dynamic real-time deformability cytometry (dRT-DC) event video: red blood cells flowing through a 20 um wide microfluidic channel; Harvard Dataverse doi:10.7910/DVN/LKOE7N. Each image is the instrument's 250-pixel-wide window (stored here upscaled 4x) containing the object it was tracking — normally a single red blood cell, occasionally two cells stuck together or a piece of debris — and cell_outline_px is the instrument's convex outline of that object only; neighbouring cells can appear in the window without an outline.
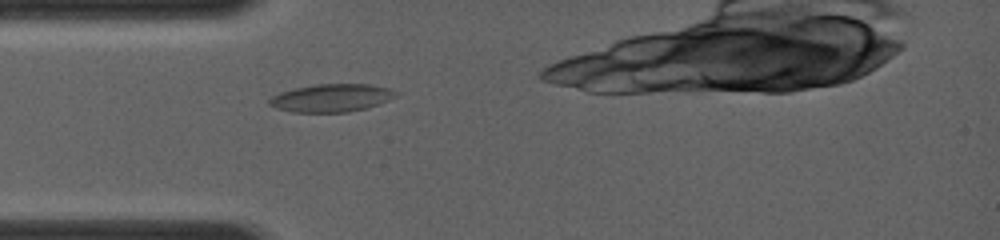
{"species": "common noctule bat (a hibernating species)", "species_latin": "Nyctalus noctula", "temperature_condition": "room temperature", "stored_images_in_passage": 1, "camera_frame_rate_fps": 4000, "um_per_image_px": 0.085, "animal": {"sex": "female", "body_mass_g": 19.0, "forearm_length_mm": 56.7}, "frame": {"image": 1, "passage_image": 1, "time_ms": 0.0, "image_size_px": [1000, 240], "cell_outline_px": [[400, 92], [396, 96], [388, 100], [364, 108], [348, 112], [292, 112], [276, 108], [268, 104], [268, 100], [272, 96], [280, 92], [292, 88], [316, 84], [372, 84], [392, 88]], "centroid_in_image_um": [28.17, 8.31], "position_along_channel_um": 56.8, "area_um2": 20.69}}